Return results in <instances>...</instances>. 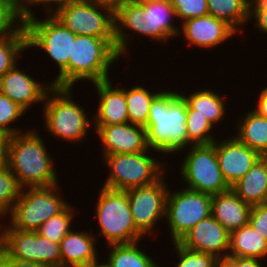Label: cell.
I'll use <instances>...</instances> for the list:
<instances>
[{
    "mask_svg": "<svg viewBox=\"0 0 267 267\" xmlns=\"http://www.w3.org/2000/svg\"><path fill=\"white\" fill-rule=\"evenodd\" d=\"M171 4L179 24L185 20L208 15L206 0H171Z\"/></svg>",
    "mask_w": 267,
    "mask_h": 267,
    "instance_id": "obj_38",
    "label": "cell"
},
{
    "mask_svg": "<svg viewBox=\"0 0 267 267\" xmlns=\"http://www.w3.org/2000/svg\"><path fill=\"white\" fill-rule=\"evenodd\" d=\"M182 189L169 188L167 195L164 222L169 228L171 243L179 242L199 221L211 215L212 195Z\"/></svg>",
    "mask_w": 267,
    "mask_h": 267,
    "instance_id": "obj_11",
    "label": "cell"
},
{
    "mask_svg": "<svg viewBox=\"0 0 267 267\" xmlns=\"http://www.w3.org/2000/svg\"><path fill=\"white\" fill-rule=\"evenodd\" d=\"M67 1L69 0H24L19 7L22 17L24 18L36 13L34 12V9L32 10L34 7L37 8L42 6V9H45L42 13H52L59 5L64 4Z\"/></svg>",
    "mask_w": 267,
    "mask_h": 267,
    "instance_id": "obj_40",
    "label": "cell"
},
{
    "mask_svg": "<svg viewBox=\"0 0 267 267\" xmlns=\"http://www.w3.org/2000/svg\"><path fill=\"white\" fill-rule=\"evenodd\" d=\"M113 80L92 83L97 93V112L92 114L93 125H116L129 122L124 85H113Z\"/></svg>",
    "mask_w": 267,
    "mask_h": 267,
    "instance_id": "obj_19",
    "label": "cell"
},
{
    "mask_svg": "<svg viewBox=\"0 0 267 267\" xmlns=\"http://www.w3.org/2000/svg\"><path fill=\"white\" fill-rule=\"evenodd\" d=\"M25 113H28L19 104L13 102L11 99L0 93V132L8 136H13L22 133L18 125L13 127L11 124L18 122L19 119L24 118ZM12 126V127H11ZM19 127V128H18Z\"/></svg>",
    "mask_w": 267,
    "mask_h": 267,
    "instance_id": "obj_35",
    "label": "cell"
},
{
    "mask_svg": "<svg viewBox=\"0 0 267 267\" xmlns=\"http://www.w3.org/2000/svg\"><path fill=\"white\" fill-rule=\"evenodd\" d=\"M24 17L23 26L27 34V48L44 51L58 67V73L51 83L56 87H68V61L72 57V41L75 34L62 24L52 13Z\"/></svg>",
    "mask_w": 267,
    "mask_h": 267,
    "instance_id": "obj_4",
    "label": "cell"
},
{
    "mask_svg": "<svg viewBox=\"0 0 267 267\" xmlns=\"http://www.w3.org/2000/svg\"><path fill=\"white\" fill-rule=\"evenodd\" d=\"M174 253L178 257L175 267H219L220 260L214 255L189 249L179 242H173Z\"/></svg>",
    "mask_w": 267,
    "mask_h": 267,
    "instance_id": "obj_36",
    "label": "cell"
},
{
    "mask_svg": "<svg viewBox=\"0 0 267 267\" xmlns=\"http://www.w3.org/2000/svg\"><path fill=\"white\" fill-rule=\"evenodd\" d=\"M52 14L75 35L115 38V10L85 0H69Z\"/></svg>",
    "mask_w": 267,
    "mask_h": 267,
    "instance_id": "obj_10",
    "label": "cell"
},
{
    "mask_svg": "<svg viewBox=\"0 0 267 267\" xmlns=\"http://www.w3.org/2000/svg\"><path fill=\"white\" fill-rule=\"evenodd\" d=\"M74 87L53 86L47 93L42 104V117L45 130L53 138L72 144H81L89 137L88 132L93 129L92 116L79 105L72 93ZM73 97V98H72ZM92 128V129H90Z\"/></svg>",
    "mask_w": 267,
    "mask_h": 267,
    "instance_id": "obj_3",
    "label": "cell"
},
{
    "mask_svg": "<svg viewBox=\"0 0 267 267\" xmlns=\"http://www.w3.org/2000/svg\"><path fill=\"white\" fill-rule=\"evenodd\" d=\"M18 5H20L24 0H14Z\"/></svg>",
    "mask_w": 267,
    "mask_h": 267,
    "instance_id": "obj_51",
    "label": "cell"
},
{
    "mask_svg": "<svg viewBox=\"0 0 267 267\" xmlns=\"http://www.w3.org/2000/svg\"><path fill=\"white\" fill-rule=\"evenodd\" d=\"M231 189L247 204L267 203V156L259 158L251 169Z\"/></svg>",
    "mask_w": 267,
    "mask_h": 267,
    "instance_id": "obj_24",
    "label": "cell"
},
{
    "mask_svg": "<svg viewBox=\"0 0 267 267\" xmlns=\"http://www.w3.org/2000/svg\"><path fill=\"white\" fill-rule=\"evenodd\" d=\"M166 182L165 173L152 184L126 190L134 223L144 236L157 237L158 232L154 229L159 221L165 220L169 192V183Z\"/></svg>",
    "mask_w": 267,
    "mask_h": 267,
    "instance_id": "obj_12",
    "label": "cell"
},
{
    "mask_svg": "<svg viewBox=\"0 0 267 267\" xmlns=\"http://www.w3.org/2000/svg\"><path fill=\"white\" fill-rule=\"evenodd\" d=\"M179 25L178 37L185 39L184 42L192 48L216 49L238 35L226 22L209 14L185 20Z\"/></svg>",
    "mask_w": 267,
    "mask_h": 267,
    "instance_id": "obj_14",
    "label": "cell"
},
{
    "mask_svg": "<svg viewBox=\"0 0 267 267\" xmlns=\"http://www.w3.org/2000/svg\"><path fill=\"white\" fill-rule=\"evenodd\" d=\"M185 152L186 157L179 164L180 180L185 188L209 195L231 188L222 175L213 143L191 145Z\"/></svg>",
    "mask_w": 267,
    "mask_h": 267,
    "instance_id": "obj_9",
    "label": "cell"
},
{
    "mask_svg": "<svg viewBox=\"0 0 267 267\" xmlns=\"http://www.w3.org/2000/svg\"><path fill=\"white\" fill-rule=\"evenodd\" d=\"M52 83L35 80L18 63L0 78V93L19 104L26 111L36 103H44ZM35 103V104H34Z\"/></svg>",
    "mask_w": 267,
    "mask_h": 267,
    "instance_id": "obj_16",
    "label": "cell"
},
{
    "mask_svg": "<svg viewBox=\"0 0 267 267\" xmlns=\"http://www.w3.org/2000/svg\"><path fill=\"white\" fill-rule=\"evenodd\" d=\"M85 267H107L104 263H102V261L96 263V264H92V265H87Z\"/></svg>",
    "mask_w": 267,
    "mask_h": 267,
    "instance_id": "obj_47",
    "label": "cell"
},
{
    "mask_svg": "<svg viewBox=\"0 0 267 267\" xmlns=\"http://www.w3.org/2000/svg\"><path fill=\"white\" fill-rule=\"evenodd\" d=\"M59 185L21 188L19 198L6 216L8 225L22 231L37 232L42 223L69 204L63 199Z\"/></svg>",
    "mask_w": 267,
    "mask_h": 267,
    "instance_id": "obj_8",
    "label": "cell"
},
{
    "mask_svg": "<svg viewBox=\"0 0 267 267\" xmlns=\"http://www.w3.org/2000/svg\"><path fill=\"white\" fill-rule=\"evenodd\" d=\"M98 192L94 209L99 226L96 238H104L108 245L145 240L134 223L127 191L101 186Z\"/></svg>",
    "mask_w": 267,
    "mask_h": 267,
    "instance_id": "obj_6",
    "label": "cell"
},
{
    "mask_svg": "<svg viewBox=\"0 0 267 267\" xmlns=\"http://www.w3.org/2000/svg\"><path fill=\"white\" fill-rule=\"evenodd\" d=\"M144 85H132L127 88L124 86V93L127 102L129 122L132 124L146 126L149 116V110L153 100L163 91H152Z\"/></svg>",
    "mask_w": 267,
    "mask_h": 267,
    "instance_id": "obj_30",
    "label": "cell"
},
{
    "mask_svg": "<svg viewBox=\"0 0 267 267\" xmlns=\"http://www.w3.org/2000/svg\"><path fill=\"white\" fill-rule=\"evenodd\" d=\"M2 250V231H1V221H0V252Z\"/></svg>",
    "mask_w": 267,
    "mask_h": 267,
    "instance_id": "obj_49",
    "label": "cell"
},
{
    "mask_svg": "<svg viewBox=\"0 0 267 267\" xmlns=\"http://www.w3.org/2000/svg\"><path fill=\"white\" fill-rule=\"evenodd\" d=\"M249 20H254V26L262 34L267 35V0L250 6Z\"/></svg>",
    "mask_w": 267,
    "mask_h": 267,
    "instance_id": "obj_41",
    "label": "cell"
},
{
    "mask_svg": "<svg viewBox=\"0 0 267 267\" xmlns=\"http://www.w3.org/2000/svg\"><path fill=\"white\" fill-rule=\"evenodd\" d=\"M251 205L230 188L212 195L211 215L230 233L249 223Z\"/></svg>",
    "mask_w": 267,
    "mask_h": 267,
    "instance_id": "obj_23",
    "label": "cell"
},
{
    "mask_svg": "<svg viewBox=\"0 0 267 267\" xmlns=\"http://www.w3.org/2000/svg\"><path fill=\"white\" fill-rule=\"evenodd\" d=\"M93 132L100 139L101 156L139 153L148 149L144 126L130 122L116 125H93Z\"/></svg>",
    "mask_w": 267,
    "mask_h": 267,
    "instance_id": "obj_15",
    "label": "cell"
},
{
    "mask_svg": "<svg viewBox=\"0 0 267 267\" xmlns=\"http://www.w3.org/2000/svg\"><path fill=\"white\" fill-rule=\"evenodd\" d=\"M147 146L164 159L193 145L186 132V101L177 90H164L153 100L145 126Z\"/></svg>",
    "mask_w": 267,
    "mask_h": 267,
    "instance_id": "obj_1",
    "label": "cell"
},
{
    "mask_svg": "<svg viewBox=\"0 0 267 267\" xmlns=\"http://www.w3.org/2000/svg\"><path fill=\"white\" fill-rule=\"evenodd\" d=\"M228 256L267 260V240L248 223L230 232Z\"/></svg>",
    "mask_w": 267,
    "mask_h": 267,
    "instance_id": "obj_27",
    "label": "cell"
},
{
    "mask_svg": "<svg viewBox=\"0 0 267 267\" xmlns=\"http://www.w3.org/2000/svg\"><path fill=\"white\" fill-rule=\"evenodd\" d=\"M73 228L60 242L61 267H85L100 262L93 229L88 232Z\"/></svg>",
    "mask_w": 267,
    "mask_h": 267,
    "instance_id": "obj_20",
    "label": "cell"
},
{
    "mask_svg": "<svg viewBox=\"0 0 267 267\" xmlns=\"http://www.w3.org/2000/svg\"><path fill=\"white\" fill-rule=\"evenodd\" d=\"M153 151L157 153L148 148L139 153L105 155L103 163L106 168L108 167L105 170L109 173L103 187L126 191L159 180L168 170L169 162L156 158Z\"/></svg>",
    "mask_w": 267,
    "mask_h": 267,
    "instance_id": "obj_7",
    "label": "cell"
},
{
    "mask_svg": "<svg viewBox=\"0 0 267 267\" xmlns=\"http://www.w3.org/2000/svg\"><path fill=\"white\" fill-rule=\"evenodd\" d=\"M239 117L233 135L261 156H267V118L252 109Z\"/></svg>",
    "mask_w": 267,
    "mask_h": 267,
    "instance_id": "obj_26",
    "label": "cell"
},
{
    "mask_svg": "<svg viewBox=\"0 0 267 267\" xmlns=\"http://www.w3.org/2000/svg\"><path fill=\"white\" fill-rule=\"evenodd\" d=\"M69 203L59 214L50 217L42 223L37 231L42 237L60 244L65 235L72 229L75 213L78 214L74 205ZM73 224V225H71Z\"/></svg>",
    "mask_w": 267,
    "mask_h": 267,
    "instance_id": "obj_32",
    "label": "cell"
},
{
    "mask_svg": "<svg viewBox=\"0 0 267 267\" xmlns=\"http://www.w3.org/2000/svg\"><path fill=\"white\" fill-rule=\"evenodd\" d=\"M121 58L115 38L76 35L68 61V87L73 88L75 83L84 80L96 83L111 79L110 69L116 67L115 63Z\"/></svg>",
    "mask_w": 267,
    "mask_h": 267,
    "instance_id": "obj_5",
    "label": "cell"
},
{
    "mask_svg": "<svg viewBox=\"0 0 267 267\" xmlns=\"http://www.w3.org/2000/svg\"><path fill=\"white\" fill-rule=\"evenodd\" d=\"M2 222V250L8 256L61 267L60 244L42 237L38 232L18 230Z\"/></svg>",
    "mask_w": 267,
    "mask_h": 267,
    "instance_id": "obj_13",
    "label": "cell"
},
{
    "mask_svg": "<svg viewBox=\"0 0 267 267\" xmlns=\"http://www.w3.org/2000/svg\"><path fill=\"white\" fill-rule=\"evenodd\" d=\"M28 50L26 29L22 26L15 34L0 40V78L12 69Z\"/></svg>",
    "mask_w": 267,
    "mask_h": 267,
    "instance_id": "obj_31",
    "label": "cell"
},
{
    "mask_svg": "<svg viewBox=\"0 0 267 267\" xmlns=\"http://www.w3.org/2000/svg\"><path fill=\"white\" fill-rule=\"evenodd\" d=\"M258 94L257 104L252 110L258 115L267 118V84L260 89Z\"/></svg>",
    "mask_w": 267,
    "mask_h": 267,
    "instance_id": "obj_44",
    "label": "cell"
},
{
    "mask_svg": "<svg viewBox=\"0 0 267 267\" xmlns=\"http://www.w3.org/2000/svg\"><path fill=\"white\" fill-rule=\"evenodd\" d=\"M144 18V8L137 0H123L115 9V45L122 58L126 57L129 45L135 39L133 34L144 36Z\"/></svg>",
    "mask_w": 267,
    "mask_h": 267,
    "instance_id": "obj_22",
    "label": "cell"
},
{
    "mask_svg": "<svg viewBox=\"0 0 267 267\" xmlns=\"http://www.w3.org/2000/svg\"><path fill=\"white\" fill-rule=\"evenodd\" d=\"M10 136L8 167L21 188L58 184L55 157L49 154L39 129H26Z\"/></svg>",
    "mask_w": 267,
    "mask_h": 267,
    "instance_id": "obj_2",
    "label": "cell"
},
{
    "mask_svg": "<svg viewBox=\"0 0 267 267\" xmlns=\"http://www.w3.org/2000/svg\"><path fill=\"white\" fill-rule=\"evenodd\" d=\"M264 260L258 258H240L227 256L220 261L219 267H266L262 263Z\"/></svg>",
    "mask_w": 267,
    "mask_h": 267,
    "instance_id": "obj_42",
    "label": "cell"
},
{
    "mask_svg": "<svg viewBox=\"0 0 267 267\" xmlns=\"http://www.w3.org/2000/svg\"><path fill=\"white\" fill-rule=\"evenodd\" d=\"M10 136L0 132V168L8 166V143Z\"/></svg>",
    "mask_w": 267,
    "mask_h": 267,
    "instance_id": "obj_45",
    "label": "cell"
},
{
    "mask_svg": "<svg viewBox=\"0 0 267 267\" xmlns=\"http://www.w3.org/2000/svg\"><path fill=\"white\" fill-rule=\"evenodd\" d=\"M249 224L267 240V203L251 207Z\"/></svg>",
    "mask_w": 267,
    "mask_h": 267,
    "instance_id": "obj_39",
    "label": "cell"
},
{
    "mask_svg": "<svg viewBox=\"0 0 267 267\" xmlns=\"http://www.w3.org/2000/svg\"><path fill=\"white\" fill-rule=\"evenodd\" d=\"M20 191L21 187L9 167L0 168V220L12 211Z\"/></svg>",
    "mask_w": 267,
    "mask_h": 267,
    "instance_id": "obj_34",
    "label": "cell"
},
{
    "mask_svg": "<svg viewBox=\"0 0 267 267\" xmlns=\"http://www.w3.org/2000/svg\"><path fill=\"white\" fill-rule=\"evenodd\" d=\"M141 241L143 240L130 244L107 245L108 257H104L103 263L107 267H160L146 250H141Z\"/></svg>",
    "mask_w": 267,
    "mask_h": 267,
    "instance_id": "obj_28",
    "label": "cell"
},
{
    "mask_svg": "<svg viewBox=\"0 0 267 267\" xmlns=\"http://www.w3.org/2000/svg\"><path fill=\"white\" fill-rule=\"evenodd\" d=\"M230 233L212 215L199 221L179 243L189 249L214 255L224 260L228 256Z\"/></svg>",
    "mask_w": 267,
    "mask_h": 267,
    "instance_id": "obj_18",
    "label": "cell"
},
{
    "mask_svg": "<svg viewBox=\"0 0 267 267\" xmlns=\"http://www.w3.org/2000/svg\"><path fill=\"white\" fill-rule=\"evenodd\" d=\"M232 135V137H231ZM222 140L213 142L222 175L231 187L241 179L262 156L242 143L231 133ZM219 141V142H218Z\"/></svg>",
    "mask_w": 267,
    "mask_h": 267,
    "instance_id": "obj_17",
    "label": "cell"
},
{
    "mask_svg": "<svg viewBox=\"0 0 267 267\" xmlns=\"http://www.w3.org/2000/svg\"><path fill=\"white\" fill-rule=\"evenodd\" d=\"M214 126L206 116L196 113L186 102V132L193 145L211 144L217 140Z\"/></svg>",
    "mask_w": 267,
    "mask_h": 267,
    "instance_id": "obj_33",
    "label": "cell"
},
{
    "mask_svg": "<svg viewBox=\"0 0 267 267\" xmlns=\"http://www.w3.org/2000/svg\"><path fill=\"white\" fill-rule=\"evenodd\" d=\"M246 1L248 2L249 6H251V5L255 4V3L263 1V0H246Z\"/></svg>",
    "mask_w": 267,
    "mask_h": 267,
    "instance_id": "obj_48",
    "label": "cell"
},
{
    "mask_svg": "<svg viewBox=\"0 0 267 267\" xmlns=\"http://www.w3.org/2000/svg\"><path fill=\"white\" fill-rule=\"evenodd\" d=\"M85 1L107 5L115 10L122 3L123 0H85Z\"/></svg>",
    "mask_w": 267,
    "mask_h": 267,
    "instance_id": "obj_46",
    "label": "cell"
},
{
    "mask_svg": "<svg viewBox=\"0 0 267 267\" xmlns=\"http://www.w3.org/2000/svg\"><path fill=\"white\" fill-rule=\"evenodd\" d=\"M144 8V36L154 42L168 44L177 38L179 25H175V10L171 2L137 0ZM175 37V38H174ZM170 39V40H169ZM167 42V43H164Z\"/></svg>",
    "mask_w": 267,
    "mask_h": 267,
    "instance_id": "obj_21",
    "label": "cell"
},
{
    "mask_svg": "<svg viewBox=\"0 0 267 267\" xmlns=\"http://www.w3.org/2000/svg\"><path fill=\"white\" fill-rule=\"evenodd\" d=\"M23 20L14 0H0V40L15 34L23 26Z\"/></svg>",
    "mask_w": 267,
    "mask_h": 267,
    "instance_id": "obj_37",
    "label": "cell"
},
{
    "mask_svg": "<svg viewBox=\"0 0 267 267\" xmlns=\"http://www.w3.org/2000/svg\"><path fill=\"white\" fill-rule=\"evenodd\" d=\"M0 267H53L48 264L19 260L8 256L3 250L0 252Z\"/></svg>",
    "mask_w": 267,
    "mask_h": 267,
    "instance_id": "obj_43",
    "label": "cell"
},
{
    "mask_svg": "<svg viewBox=\"0 0 267 267\" xmlns=\"http://www.w3.org/2000/svg\"><path fill=\"white\" fill-rule=\"evenodd\" d=\"M210 89L209 87L208 89L198 88L195 92L192 90L190 94L179 90V94L192 109L196 110V113L206 116L215 128L219 126L221 129L222 126L219 122L222 123L223 119L227 118L228 105H226V100L223 99L221 93H216L215 90Z\"/></svg>",
    "mask_w": 267,
    "mask_h": 267,
    "instance_id": "obj_25",
    "label": "cell"
},
{
    "mask_svg": "<svg viewBox=\"0 0 267 267\" xmlns=\"http://www.w3.org/2000/svg\"><path fill=\"white\" fill-rule=\"evenodd\" d=\"M206 1L209 15L223 20L228 25H230L239 35L243 33L244 26L250 22V6L246 0Z\"/></svg>",
    "mask_w": 267,
    "mask_h": 267,
    "instance_id": "obj_29",
    "label": "cell"
},
{
    "mask_svg": "<svg viewBox=\"0 0 267 267\" xmlns=\"http://www.w3.org/2000/svg\"><path fill=\"white\" fill-rule=\"evenodd\" d=\"M147 1H154V2H165V1H169V2H171V0H147Z\"/></svg>",
    "mask_w": 267,
    "mask_h": 267,
    "instance_id": "obj_50",
    "label": "cell"
}]
</instances>
